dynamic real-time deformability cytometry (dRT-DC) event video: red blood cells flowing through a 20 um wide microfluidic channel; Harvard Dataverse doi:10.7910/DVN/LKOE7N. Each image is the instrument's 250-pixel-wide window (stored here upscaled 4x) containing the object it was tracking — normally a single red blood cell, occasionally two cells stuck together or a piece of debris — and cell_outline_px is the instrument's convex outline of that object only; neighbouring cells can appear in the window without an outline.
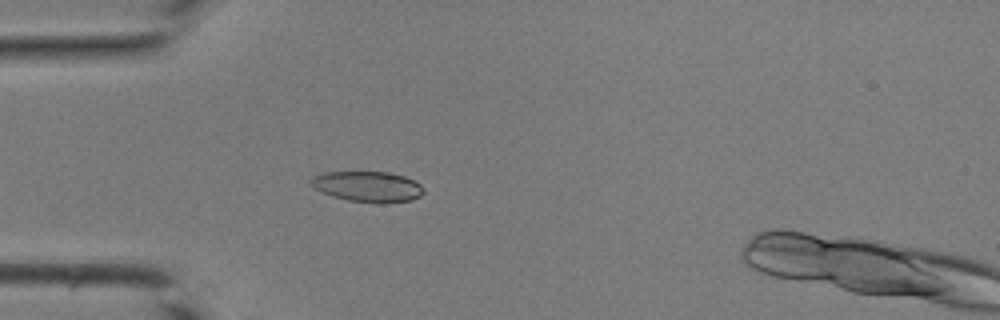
{"species": "common noctule bat (a hibernating species)", "species_latin": "Nyctalus noctula", "temperature_condition": "room temperature", "stored_images_in_passage": 22, "camera_frame_rate_fps": 3000, "um_per_image_px": 0.085, "animal": {"sex": "male", "body_mass_g": 19.0, "forearm_length_mm": 50.8}, "frame": {"image": 1, "passage_image": 13, "time_ms": 4.0, "image_size_px": [1000, 320], "cell_outline_px": [[424, 192], [420, 196], [412, 200], [380, 204], [348, 200], [332, 196], [316, 188], [312, 184], [312, 176], [324, 172], [388, 172], [404, 176], [420, 184], [424, 188]], "centroid_in_image_um": [31.3, 15.87], "position_along_channel_um": 53.7, "area_um2": 20.0}}
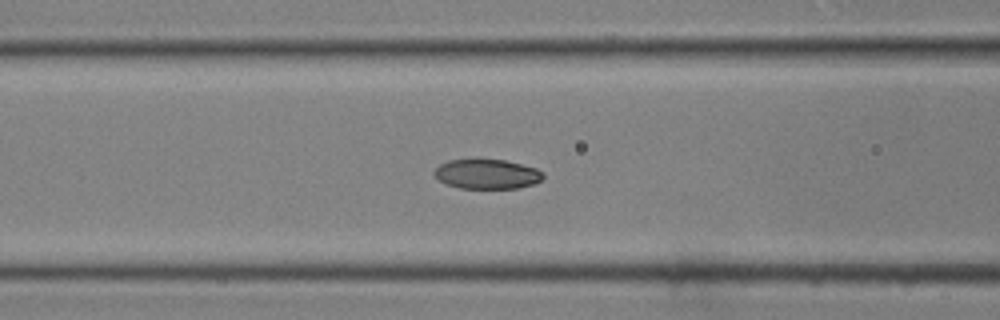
{"frame": {"image": 2, "passage_image": 18, "time_ms": 5.667, "image_size_px": [1000, 320], "cell_outline_px": [[544, 176], [536, 184], [516, 188], [460, 188], [448, 184], [440, 180], [432, 172], [440, 164], [448, 160], [504, 160], [536, 168], [544, 172]], "centroid_in_image_um": [41.42, 14.8], "position_along_channel_um": 125.2, "area_um2": 18.61}}
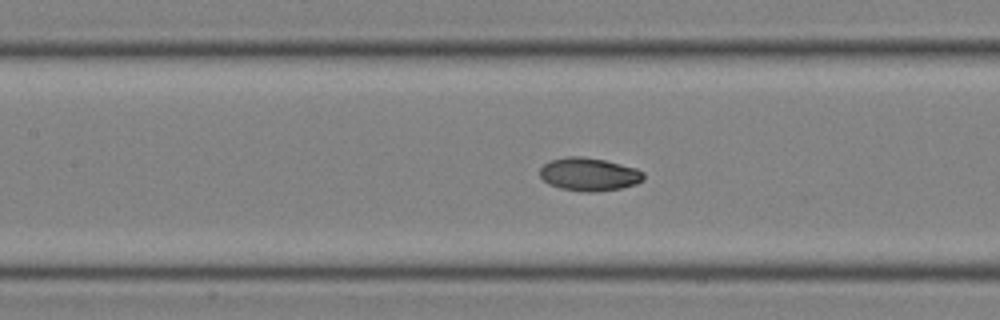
{"frame": {"image": 3, "passage_image": 20, "time_ms": 6.333, "image_size_px": [1000, 320], "cell_outline_px": [[644, 180], [636, 184], [620, 188], [592, 192], [584, 192], [560, 188], [548, 184], [540, 176], [540, 168], [544, 164], [552, 160], [568, 156], [580, 156], [604, 160], [636, 168], [644, 172]], "centroid_in_image_um": [50.07, 14.82], "position_along_channel_um": 157.3, "area_um2": 19.94}}